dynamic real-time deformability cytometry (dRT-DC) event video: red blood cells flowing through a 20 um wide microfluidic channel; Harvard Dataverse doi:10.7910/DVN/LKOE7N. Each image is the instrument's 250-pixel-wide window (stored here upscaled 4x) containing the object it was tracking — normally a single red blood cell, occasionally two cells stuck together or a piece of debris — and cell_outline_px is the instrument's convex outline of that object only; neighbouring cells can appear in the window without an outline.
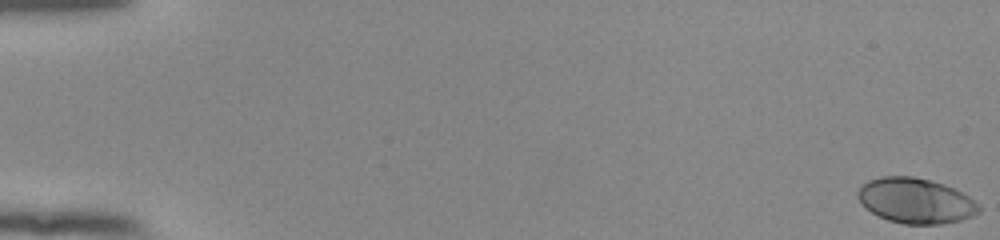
{"species": "human", "species_latin": "Homo sapiens", "temperature_condition": "room temperature", "stored_images_in_passage": 55, "camera_frame_rate_fps": 3000, "um_per_image_px": 0.085, "donor": {"sex": "female"}, "frame": {"image": 1, "passage_image": 1, "time_ms": 0.0, "image_size_px": [1000, 240], "cell_outline_px": [[980, 212], [972, 216], [960, 220], [940, 224], [904, 224], [888, 220], [872, 212], [856, 196], [856, 192], [868, 180], [884, 176], [912, 176], [944, 184], [968, 196], [980, 208]], "centroid_in_image_um": [77.82, 17.06], "position_along_channel_um": 7.2, "area_um2": 31.44}}
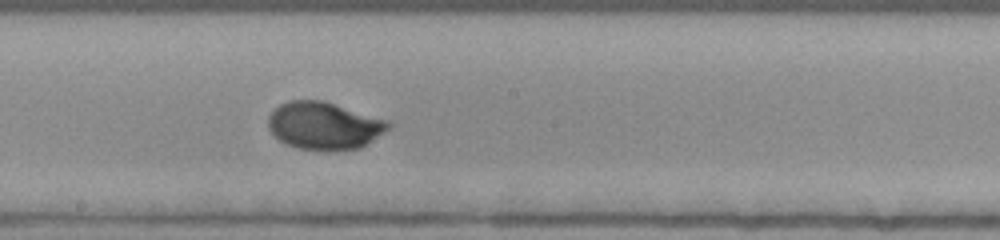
{"frame": {"image": 2, "passage_image": 32, "time_ms": 10.333, "image_size_px": [1000, 240], "cell_outline_px": [[392, 128], [360, 148], [300, 148], [284, 144], [268, 128], [268, 116], [280, 104], [288, 100], [324, 100], [392, 120]], "centroid_in_image_um": [27.61, 10.63], "position_along_channel_um": 220.6, "area_um2": 33.18}}
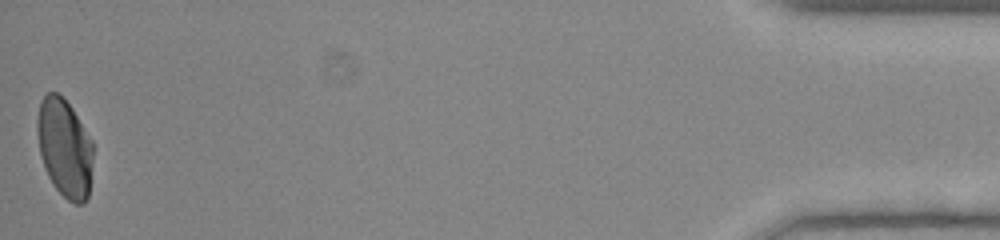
{"frame": {"image": 3, "passage_image": 55, "time_ms": 18.0, "image_size_px": [1000, 240], "cell_outline_px": [[92, 160], [88, 196], [84, 204], [76, 204], [68, 200], [56, 188], [48, 176], [44, 168], [40, 156], [36, 132], [36, 120], [40, 100], [48, 92], [56, 92], [72, 108], [92, 140]], "centroid_in_image_um": [5.46, 12.57], "position_along_channel_um": 429.7, "area_um2": 32.02}, "authors_computed_cell_mechanics": {"area_um2": 31.79, "velocity_mm_per_s": 3.8659, "shape_relaxation_time_tau1_ms": 3.4338, "shape_relaxation_time_tau2_ms": null, "deformation_change_tau1": 0.1825, "deformation_change_tau2": null}}